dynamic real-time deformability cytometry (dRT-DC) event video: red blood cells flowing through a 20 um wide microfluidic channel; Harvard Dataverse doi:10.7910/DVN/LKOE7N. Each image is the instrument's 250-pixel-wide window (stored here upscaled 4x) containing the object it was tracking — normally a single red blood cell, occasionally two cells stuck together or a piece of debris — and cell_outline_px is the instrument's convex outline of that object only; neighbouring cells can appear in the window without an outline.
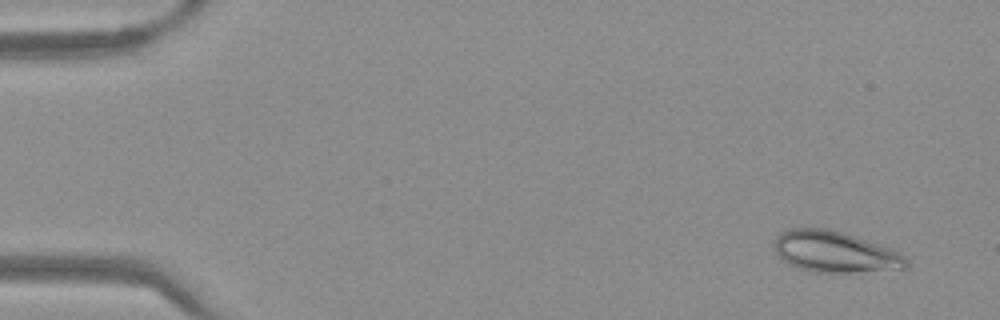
{"species": "Egyptian fruit bat (a non-hibernating species)", "species_latin": "Rousettus aegyptiacus", "temperature_condition": "warm", "stored_images_in_passage": 49, "camera_frame_rate_fps": 3000, "um_per_image_px": 0.085, "frame": {"image": 1, "passage_image": 2, "time_ms": 0.333, "image_size_px": [1000, 320], "cell_outline_px": [[908, 268], [852, 272], [812, 272], [796, 268], [788, 264], [776, 252], [772, 244], [776, 236], [780, 232], [788, 228], [828, 228], [896, 248], [908, 260]], "centroid_in_image_um": [70.97, 21.39], "position_along_channel_um": 14.0, "area_um2": 32.14}}
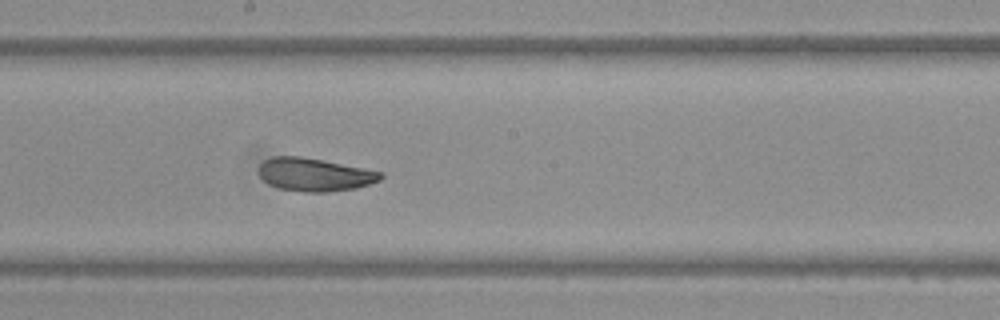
{"frame": {"image": 2, "passage_image": 27, "time_ms": 8.667, "image_size_px": [1000, 320], "cell_outline_px": [[384, 176], [380, 180], [356, 188], [324, 192], [304, 192], [280, 188], [268, 184], [256, 172], [260, 164], [264, 160], [272, 156], [300, 156], [384, 172]], "centroid_in_image_um": [26.71, 14.84], "position_along_channel_um": 221.5, "area_um2": 23.47}}
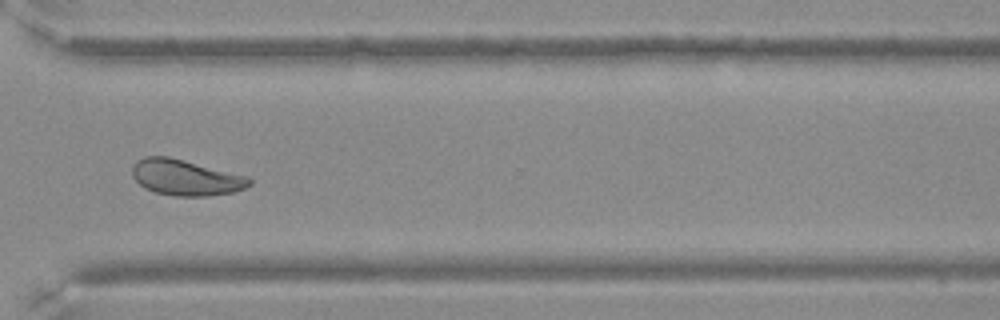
{"frame": {"image": 3, "passage_image": 37, "time_ms": 12.0, "image_size_px": [1000, 320], "cell_outline_px": [[252, 184], [244, 188], [232, 192], [208, 196], [176, 196], [156, 192], [144, 188], [132, 176], [132, 168], [136, 160], [144, 156], [168, 156], [248, 176], [252, 180]], "centroid_in_image_um": [15.77, 15.08], "position_along_channel_um": 354.8, "area_um2": 24.45}}